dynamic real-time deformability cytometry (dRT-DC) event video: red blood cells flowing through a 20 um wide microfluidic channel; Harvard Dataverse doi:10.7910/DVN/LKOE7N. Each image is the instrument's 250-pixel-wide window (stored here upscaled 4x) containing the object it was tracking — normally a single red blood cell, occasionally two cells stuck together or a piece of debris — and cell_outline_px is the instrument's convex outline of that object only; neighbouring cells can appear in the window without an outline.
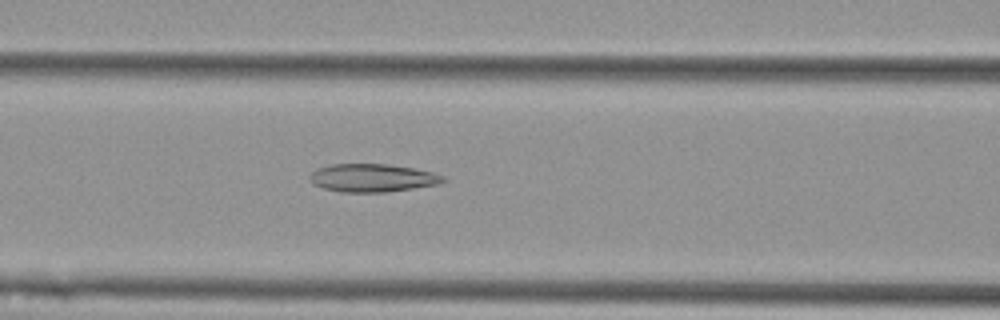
{"species": "Egyptian fruit bat (a non-hibernating species)", "species_latin": "Rousettus aegyptiacus", "temperature_condition": "cold", "stored_images_in_passage": 45, "camera_frame_rate_fps": 3000, "um_per_image_px": 0.085, "animal": {"sex": "female"}, "frame": {"image": 1, "passage_image": 12, "time_ms": 3.667, "image_size_px": [1000, 320], "cell_outline_px": [[448, 180], [440, 184], [384, 192], [340, 192], [324, 188], [312, 184], [308, 176], [316, 168], [332, 164], [388, 164], [412, 168], [432, 172], [444, 176]], "centroid_in_image_um": [31.64, 15.12], "position_along_channel_um": 135.0, "area_um2": 21.85}}
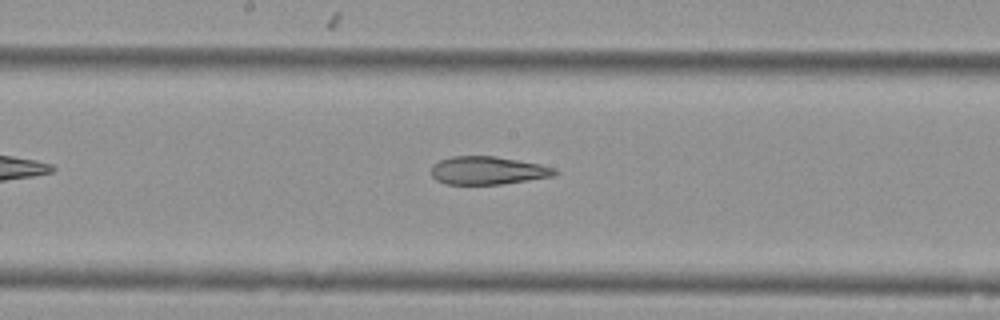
{"frame": {"image": 2, "passage_image": 18, "time_ms": 5.667, "image_size_px": [1000, 320], "cell_outline_px": [[560, 172], [552, 176], [528, 180], [500, 184], [444, 184], [436, 180], [432, 176], [432, 164], [440, 160], [452, 156], [496, 156], [540, 164], [552, 168]], "centroid_in_image_um": [41.43, 14.49], "position_along_channel_um": 206.8, "area_um2": 20.11}}
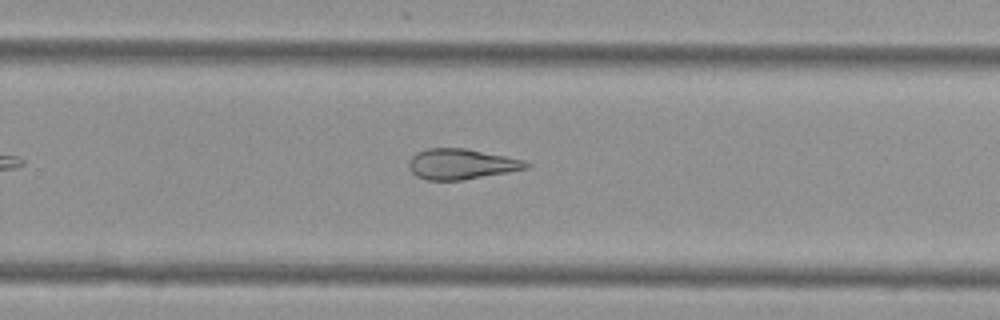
{"frame": {"image": 3, "passage_image": 25, "time_ms": 8.0, "image_size_px": [1000, 320], "cell_outline_px": [[532, 164], [528, 168], [508, 172], [460, 180], [428, 180], [416, 176], [408, 168], [408, 160], [416, 152], [424, 148], [464, 148], [524, 160]], "centroid_in_image_um": [39.17, 13.94], "position_along_channel_um": 290.6, "area_um2": 20.81}, "authors_computed_cell_mechanics": {"area_um2": 22.9466, "velocity_mm_per_s": 3.6087, "shape_relaxation_time_tau1_ms": null, "shape_relaxation_time_tau2_ms": 3.6615, "deformation_change_tau1": null, "deformation_change_tau2": 0.1297}}